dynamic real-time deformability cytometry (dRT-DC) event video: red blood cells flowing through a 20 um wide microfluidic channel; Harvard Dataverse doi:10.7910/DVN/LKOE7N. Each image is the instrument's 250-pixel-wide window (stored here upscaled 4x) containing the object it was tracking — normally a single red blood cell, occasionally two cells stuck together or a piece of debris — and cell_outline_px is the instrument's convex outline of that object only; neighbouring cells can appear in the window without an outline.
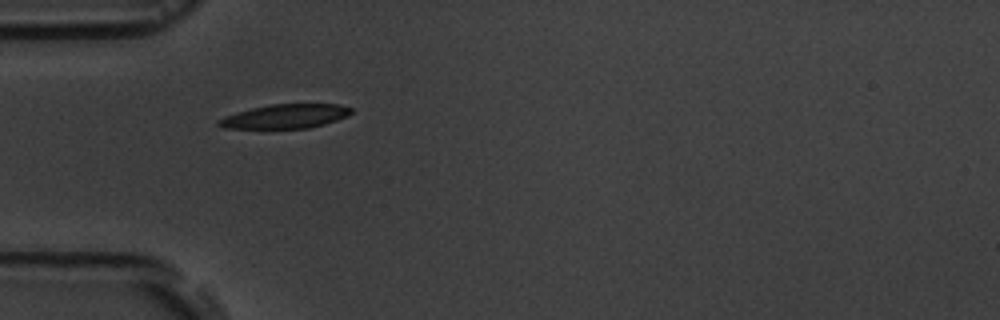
{"species": "common noctule bat (a hibernating species)", "species_latin": "Nyctalus noctula", "temperature_condition": "room temperature", "stored_images_in_passage": 2, "camera_frame_rate_fps": 3000, "um_per_image_px": 0.085, "animal": {"sex": "male", "body_mass_g": 19.5, "forearm_length_mm": 54.6}, "frame": {"image": 1, "passage_image": 1, "time_ms": 0.0, "image_size_px": [1000, 320], "cell_outline_px": [[352, 112], [348, 116], [324, 124], [308, 128], [224, 128], [216, 124], [216, 120], [236, 112], [252, 108], [272, 104], [340, 104], [352, 108]], "centroid_in_image_um": [24.25, 9.88], "position_along_channel_um": 60.7, "area_um2": 18.55}}
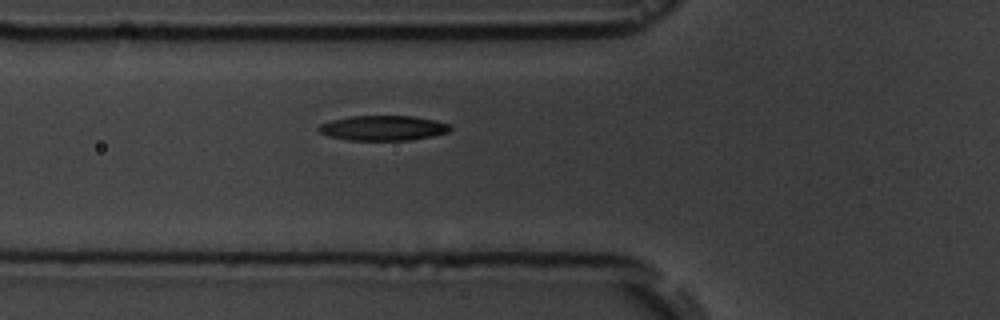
{"frame": {"image": 2, "passage_image": 2, "time_ms": 1.0, "image_size_px": [1000, 320], "cell_outline_px": [[452, 128], [448, 132], [432, 136], [408, 140], [348, 140], [328, 136], [320, 132], [316, 128], [320, 124], [332, 120], [348, 116], [412, 116], [436, 120], [452, 124]], "centroid_in_image_um": [32.57, 10.88], "position_along_channel_um": 93.2, "area_um2": 19.25}}